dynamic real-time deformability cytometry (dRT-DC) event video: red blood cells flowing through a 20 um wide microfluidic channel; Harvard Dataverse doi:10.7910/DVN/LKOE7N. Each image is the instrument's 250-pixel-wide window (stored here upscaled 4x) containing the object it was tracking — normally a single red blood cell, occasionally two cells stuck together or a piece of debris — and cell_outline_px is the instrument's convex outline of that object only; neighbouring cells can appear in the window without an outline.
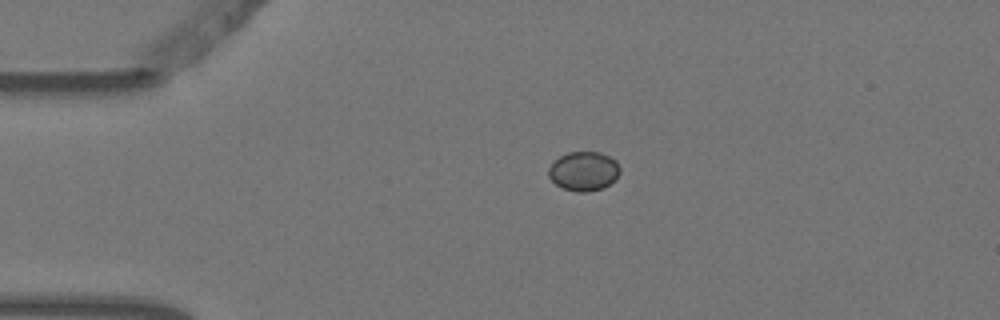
{"species": "Egyptian fruit bat (a non-hibernating species)", "species_latin": "Rousettus aegyptiacus", "temperature_condition": "warm", "stored_images_in_passage": 2, "camera_frame_rate_fps": 3000, "um_per_image_px": 0.085, "animal": {"sex": "female"}, "frame": {"image": 1, "passage_image": 1, "time_ms": 0.0, "image_size_px": [1000, 320], "cell_outline_px": [[620, 172], [616, 180], [604, 188], [588, 192], [576, 192], [564, 188], [556, 184], [548, 176], [548, 168], [552, 160], [568, 152], [600, 152], [616, 160], [620, 168]], "centroid_in_image_um": [49.62, 14.55], "position_along_channel_um": 35.4, "area_um2": 16.59}}